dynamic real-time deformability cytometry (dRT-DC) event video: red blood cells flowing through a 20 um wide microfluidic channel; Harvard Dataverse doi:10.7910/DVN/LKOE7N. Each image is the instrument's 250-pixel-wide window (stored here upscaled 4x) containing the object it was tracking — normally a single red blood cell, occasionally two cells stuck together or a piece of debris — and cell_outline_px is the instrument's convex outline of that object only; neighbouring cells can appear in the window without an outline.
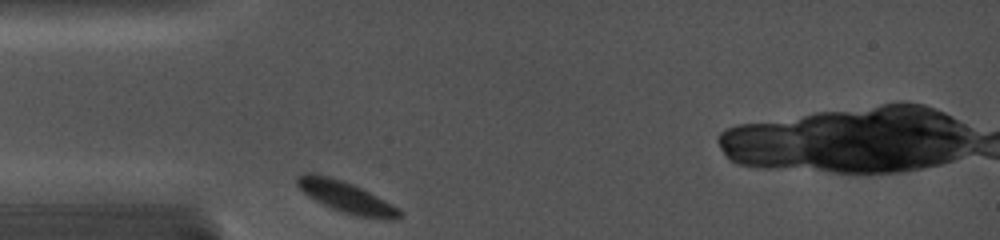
{"species": "common noctule bat (a hibernating species)", "species_latin": "Nyctalus noctula", "temperature_condition": "cold", "stored_images_in_passage": 29, "camera_frame_rate_fps": 5000, "um_per_image_px": 0.085, "animal": {"sex": "female", "body_mass_g": 19.0, "forearm_length_mm": 56.7}, "frame": {"image": 1, "passage_image": 1, "time_ms": 0.0, "image_size_px": [1000, 240], "cell_outline_px": [[404, 216], [392, 220], [388, 220], [356, 216], [332, 208], [308, 196], [296, 184], [296, 176], [304, 172], [312, 172], [328, 176], [352, 184], [384, 200], [404, 212]], "centroid_in_image_um": [29.43, 16.75], "position_along_channel_um": 55.6, "area_um2": 18.44}}
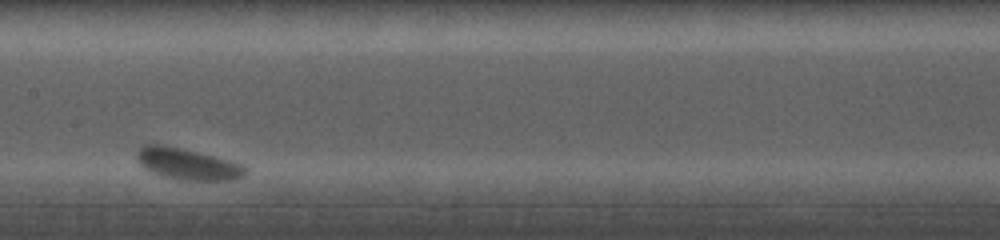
{"frame": {"image": 2, "passage_image": 11, "time_ms": 4.4, "image_size_px": [1000, 240], "cell_outline_px": [[248, 172], [244, 176], [232, 180], [176, 180], [152, 172], [144, 168], [136, 160], [136, 152], [144, 144], [164, 144], [184, 148], [216, 156], [244, 164], [248, 168]], "centroid_in_image_um": [15.96, 13.93], "position_along_channel_um": 191.4, "area_um2": 20.35}}
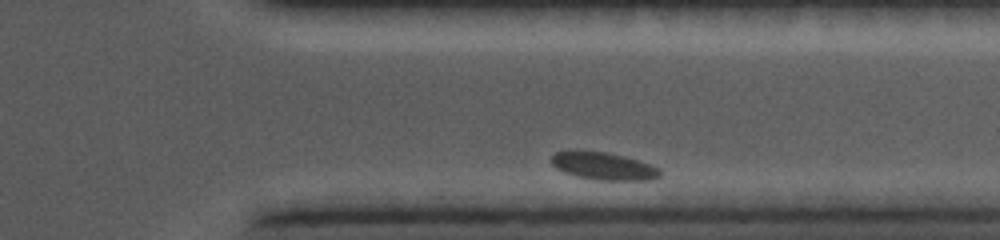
{"frame": {"image": 3, "passage_image": 24, "time_ms": 9.6, "image_size_px": [1000, 240], "cell_outline_px": [[660, 176], [648, 180], [600, 180], [576, 176], [564, 172], [556, 168], [552, 164], [552, 156], [556, 152], [608, 152], [624, 156], [652, 164], [660, 168]], "centroid_in_image_um": [51.36, 14.13], "position_along_channel_um": 360.0, "area_um2": 17.11}}